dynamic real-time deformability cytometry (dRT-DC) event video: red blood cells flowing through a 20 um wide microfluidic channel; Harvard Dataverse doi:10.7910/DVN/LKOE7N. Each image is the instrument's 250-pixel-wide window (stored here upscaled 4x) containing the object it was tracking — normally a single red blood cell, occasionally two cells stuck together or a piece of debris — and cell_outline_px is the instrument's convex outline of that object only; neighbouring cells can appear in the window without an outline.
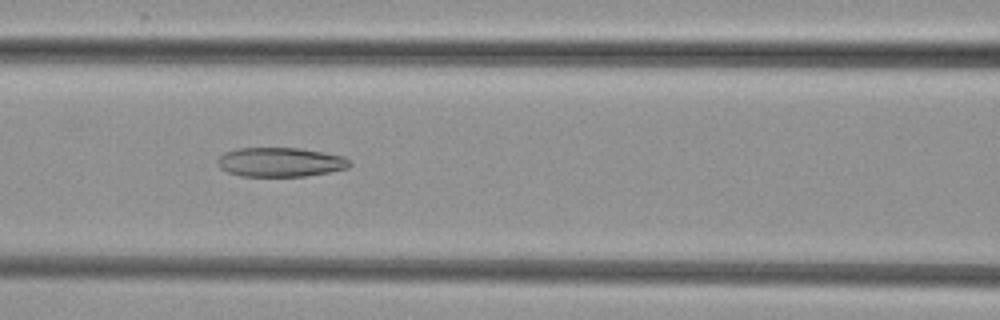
{"species": "common noctule bat (a hibernating species)", "species_latin": "Nyctalus noctula", "temperature_condition": "cold", "stored_images_in_passage": 36, "camera_frame_rate_fps": 3000, "um_per_image_px": 0.085, "animal": {"sex": "female", "body_mass_g": 29.2, "forearm_length_mm": 56.3}, "frame": {"image": 1, "passage_image": 10, "time_ms": 3.0, "image_size_px": [1000, 320], "cell_outline_px": [[352, 164], [348, 168], [328, 172], [304, 176], [240, 176], [228, 172], [220, 168], [216, 164], [216, 160], [224, 152], [240, 148], [300, 148], [344, 156]], "centroid_in_image_um": [23.8, 13.78], "position_along_channel_um": 142.8, "area_um2": 22.54}}
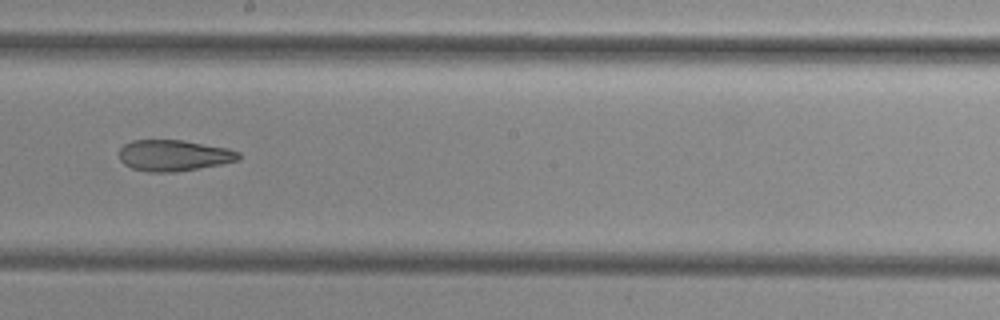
{"frame": {"image": 2, "passage_image": 17, "time_ms": 5.333, "image_size_px": [1000, 320], "cell_outline_px": [[240, 160], [220, 164], [176, 172], [148, 172], [132, 168], [124, 164], [120, 160], [120, 148], [124, 144], [132, 140], [184, 140], [228, 148], [240, 152]], "centroid_in_image_um": [14.78, 13.21], "position_along_channel_um": 233.4, "area_um2": 21.73}}
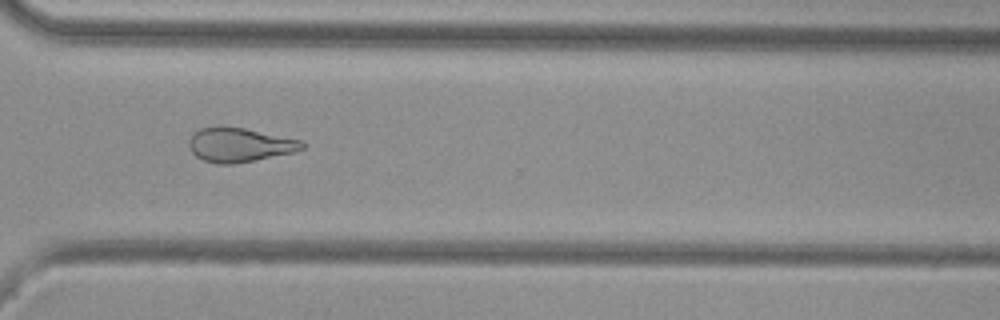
{"frame": {"image": 3, "passage_image": 26, "time_ms": 8.333, "image_size_px": [1000, 320], "cell_outline_px": [[304, 148], [296, 152], [232, 164], [216, 164], [204, 160], [196, 156], [192, 152], [188, 144], [188, 140], [200, 128], [220, 124], [244, 128], [304, 140]], "centroid_in_image_um": [20.37, 12.29], "position_along_channel_um": 350.2, "area_um2": 22.83}}